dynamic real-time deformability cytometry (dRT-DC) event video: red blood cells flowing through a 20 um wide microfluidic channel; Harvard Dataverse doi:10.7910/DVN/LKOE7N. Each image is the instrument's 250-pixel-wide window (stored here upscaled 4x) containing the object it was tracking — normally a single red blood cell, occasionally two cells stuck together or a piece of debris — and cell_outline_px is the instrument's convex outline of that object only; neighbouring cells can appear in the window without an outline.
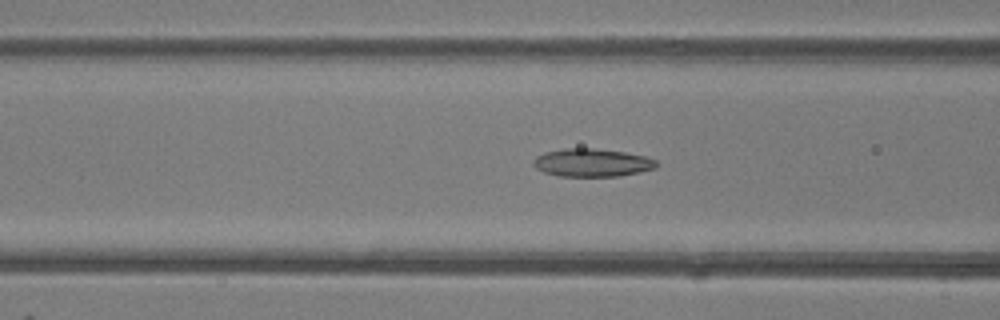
{"species": "common noctule bat (a hibernating species)", "species_latin": "Nyctalus noctula", "temperature_condition": "room temperature", "stored_images_in_passage": 50, "camera_frame_rate_fps": 3000, "um_per_image_px": 0.085, "animal": {"sex": "female"}, "frame": {"image": 1, "passage_image": 19, "time_ms": 6.0, "image_size_px": [1000, 320], "cell_outline_px": [[660, 164], [656, 168], [640, 172], [620, 176], [556, 176], [544, 172], [536, 168], [532, 164], [532, 160], [536, 156], [544, 152], [564, 148], [592, 148], [624, 152], [644, 156], [656, 160]], "centroid_in_image_um": [50.31, 13.83], "position_along_channel_um": 116.3, "area_um2": 20.29}}
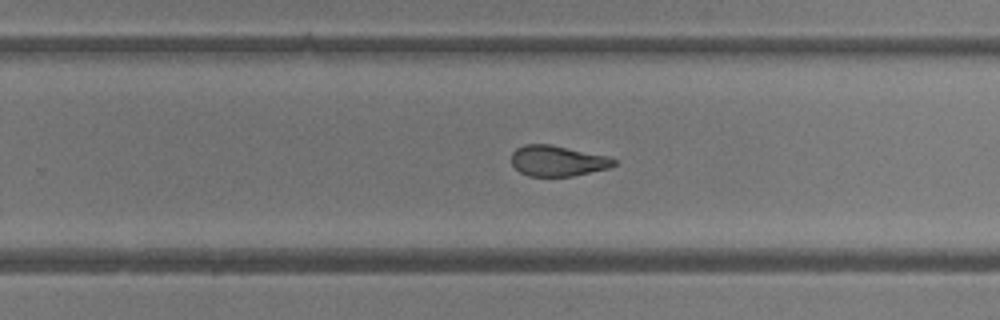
{"frame": {"image": 2, "passage_image": 31, "time_ms": 10.0, "image_size_px": [1000, 320], "cell_outline_px": [[616, 164], [608, 168], [572, 176], [528, 176], [520, 172], [512, 164], [512, 152], [516, 148], [524, 144], [552, 144], [608, 156], [616, 160]], "centroid_in_image_um": [47.38, 13.66], "position_along_channel_um": 282.4, "area_um2": 18.32}}
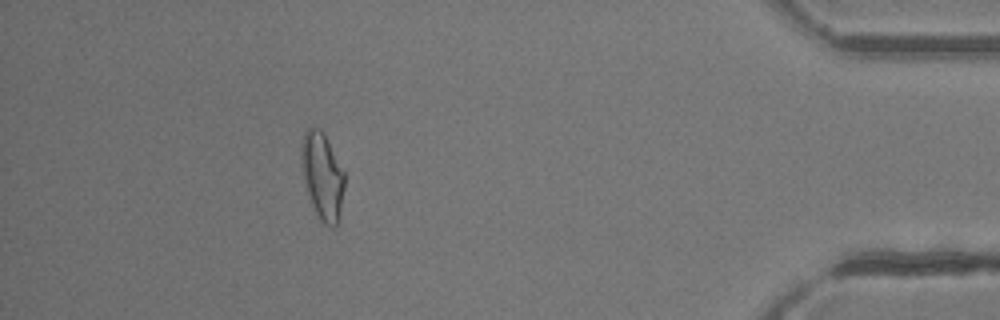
{"frame": {"image": 3, "passage_image": 44, "time_ms": 14.333, "image_size_px": [1000, 320], "cell_outline_px": [[344, 188], [340, 208], [336, 224], [332, 228], [324, 224], [316, 216], [308, 196], [300, 156], [300, 148], [304, 132], [308, 128], [320, 128], [324, 132], [344, 172]], "centroid_in_image_um": [27.38, 14.94], "position_along_channel_um": 407.8, "area_um2": 21.73}, "authors_computed_cell_mechanics": {"area_um2": 20.4034, "velocity_mm_per_s": 4.1608, "shape_relaxation_time_tau1_ms": 7.1665, "shape_relaxation_time_tau2_ms": 1.9041, "deformation_change_tau1": 0.2313, "deformation_change_tau2": 0.1056}}